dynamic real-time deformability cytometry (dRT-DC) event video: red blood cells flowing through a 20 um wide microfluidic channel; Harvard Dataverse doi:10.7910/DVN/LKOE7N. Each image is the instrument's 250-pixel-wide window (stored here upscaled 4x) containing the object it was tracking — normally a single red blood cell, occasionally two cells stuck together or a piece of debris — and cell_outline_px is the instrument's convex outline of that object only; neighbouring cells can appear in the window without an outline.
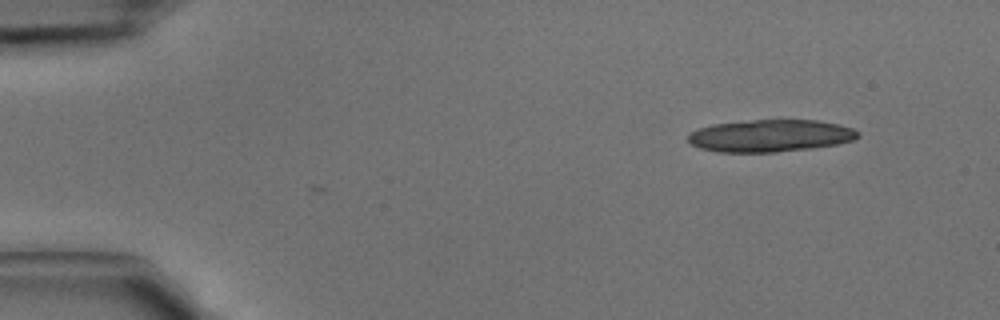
{"species": "common noctule bat (a hibernating species)", "species_latin": "Nyctalus noctula", "temperature_condition": "cold", "stored_images_in_passage": 3, "camera_frame_rate_fps": 3000, "um_per_image_px": 0.085, "animal": {"sex": "male", "body_mass_g": 15.6}, "frame": {"image": 1, "passage_image": 3, "time_ms": 0.667, "image_size_px": [1000, 320], "cell_outline_px": [[860, 136], [852, 140], [836, 144], [808, 148], [776, 152], [720, 152], [700, 148], [692, 144], [688, 140], [688, 132], [712, 124], [752, 120], [816, 120], [840, 124], [852, 128], [860, 132]], "centroid_in_image_um": [65.47, 11.53], "position_along_channel_um": 19.5, "area_um2": 31.79}}